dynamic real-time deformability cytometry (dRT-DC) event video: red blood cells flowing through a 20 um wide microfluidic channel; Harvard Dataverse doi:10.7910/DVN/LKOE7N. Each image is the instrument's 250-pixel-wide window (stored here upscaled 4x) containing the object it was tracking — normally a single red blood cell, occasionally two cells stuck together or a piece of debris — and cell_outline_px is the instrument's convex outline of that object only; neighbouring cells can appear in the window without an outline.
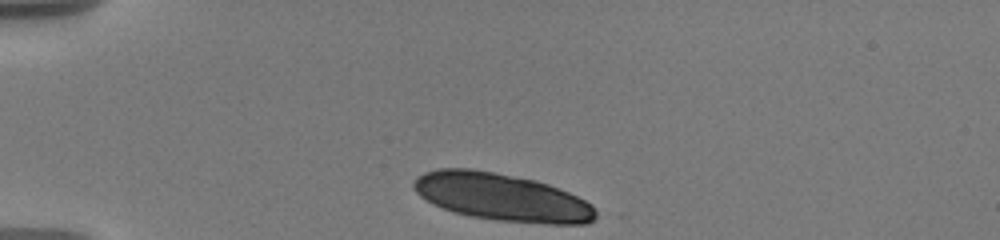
{"species": "human", "species_latin": "Homo sapiens", "temperature_condition": "warm", "stored_images_in_passage": 5, "camera_frame_rate_fps": 3000, "um_per_image_px": 0.085, "donor": {"sex": "male"}, "frame": {"image": 1, "passage_image": 1, "time_ms": 0.0, "image_size_px": [1000, 240], "cell_outline_px": [[596, 216], [588, 224], [548, 224], [496, 220], [472, 216], [452, 212], [432, 204], [420, 196], [412, 188], [412, 180], [416, 176], [424, 172], [436, 168], [472, 168], [496, 172], [536, 180], [548, 184], [568, 192], [592, 204], [596, 212]], "centroid_in_image_um": [42.6, 16.74], "position_along_channel_um": 42.4, "area_um2": 50.81}}